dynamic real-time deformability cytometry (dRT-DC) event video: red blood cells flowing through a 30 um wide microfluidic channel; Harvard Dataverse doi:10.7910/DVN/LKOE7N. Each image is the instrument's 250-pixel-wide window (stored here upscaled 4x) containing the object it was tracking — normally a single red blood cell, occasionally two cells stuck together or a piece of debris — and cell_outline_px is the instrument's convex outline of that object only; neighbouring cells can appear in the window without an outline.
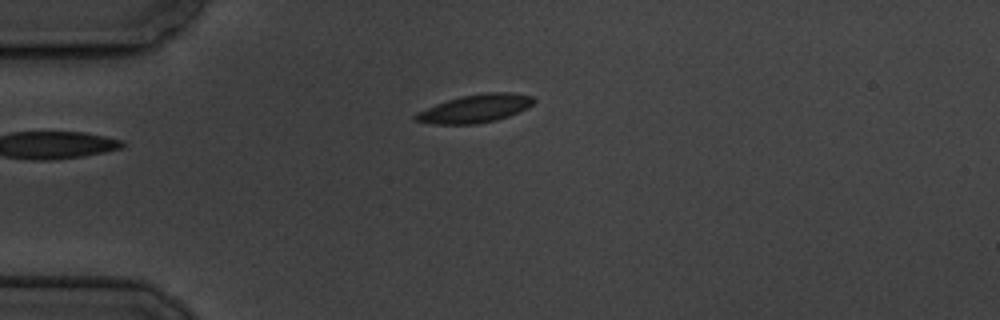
{"species": "common noctule bat (a hibernating species)", "species_latin": "Nyctalus noctula", "temperature_condition": "cold", "stored_images_in_passage": 4, "camera_frame_rate_fps": 3000, "um_per_image_px": 0.085, "animal": {"sex": "male", "body_mass_g": 19.5, "forearm_length_mm": 54.6}, "frame": {"image": 1, "passage_image": 4, "time_ms": 3.333, "image_size_px": [1000, 320], "cell_outline_px": [[536, 100], [528, 108], [508, 116], [496, 120], [476, 124], [432, 124], [412, 120], [412, 116], [416, 112], [436, 104], [460, 96], [484, 92], [512, 92], [532, 96]], "centroid_in_image_um": [40.37, 9.22], "position_along_channel_um": 44.6, "area_um2": 19.54}}